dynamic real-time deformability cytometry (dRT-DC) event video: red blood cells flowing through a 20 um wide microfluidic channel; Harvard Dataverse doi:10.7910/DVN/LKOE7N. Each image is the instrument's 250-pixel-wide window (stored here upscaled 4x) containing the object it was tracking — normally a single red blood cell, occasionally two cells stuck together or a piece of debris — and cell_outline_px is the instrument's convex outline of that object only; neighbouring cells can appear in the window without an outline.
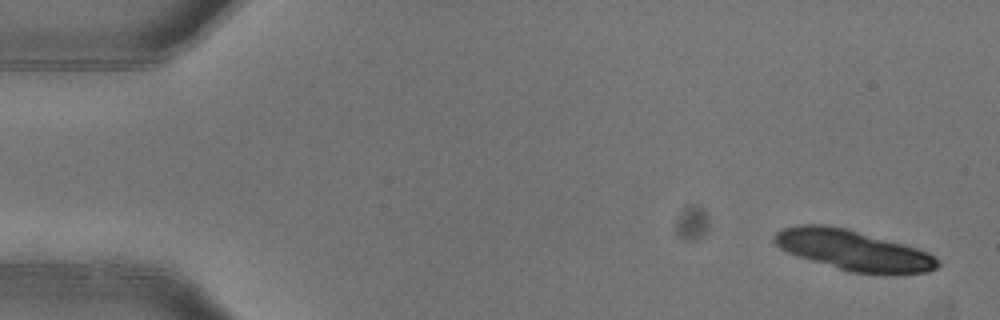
{"species": "common noctule bat (a hibernating species)", "species_latin": "Nyctalus noctula", "temperature_condition": "warm", "stored_images_in_passage": 7, "camera_frame_rate_fps": 3000, "um_per_image_px": 0.085, "animal": {"sex": "female"}, "frame": {"image": 1, "passage_image": 1, "time_ms": 0.0, "image_size_px": [1000, 320], "cell_outline_px": [[940, 264], [936, 268], [928, 272], [852, 272], [796, 256], [780, 248], [772, 240], [772, 236], [776, 232], [784, 228], [796, 224], [824, 224], [848, 228], [904, 244], [928, 252]], "centroid_in_image_um": [72.43, 21.22], "position_along_channel_um": 12.6, "area_um2": 37.69}}